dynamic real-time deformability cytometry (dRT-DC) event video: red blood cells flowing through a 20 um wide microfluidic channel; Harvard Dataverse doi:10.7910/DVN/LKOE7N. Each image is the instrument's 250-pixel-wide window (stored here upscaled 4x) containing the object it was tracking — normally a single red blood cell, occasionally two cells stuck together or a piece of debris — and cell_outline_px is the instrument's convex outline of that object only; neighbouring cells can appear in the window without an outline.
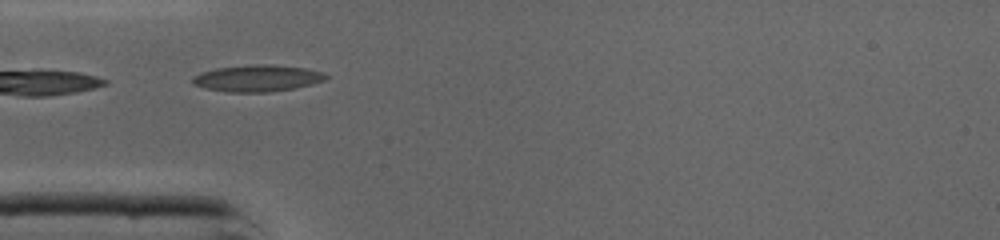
{"species": "common noctule bat (a hibernating species)", "species_latin": "Nyctalus noctula", "temperature_condition": "cold", "stored_images_in_passage": 30, "camera_frame_rate_fps": 3000, "um_per_image_px": 0.085, "animal": {"sex": "male", "body_mass_g": 19.0, "forearm_length_mm": 50.8}, "frame": {"image": 1, "passage_image": 1, "time_ms": 0.0, "image_size_px": [1000, 240], "cell_outline_px": [[328, 76], [324, 80], [312, 84], [296, 88], [268, 92], [228, 92], [204, 88], [192, 84], [192, 76], [200, 72], [216, 68], [248, 64], [272, 64], [304, 68], [320, 72]], "centroid_in_image_um": [21.81, 6.65], "position_along_channel_um": 63.2, "area_um2": 20.81}}
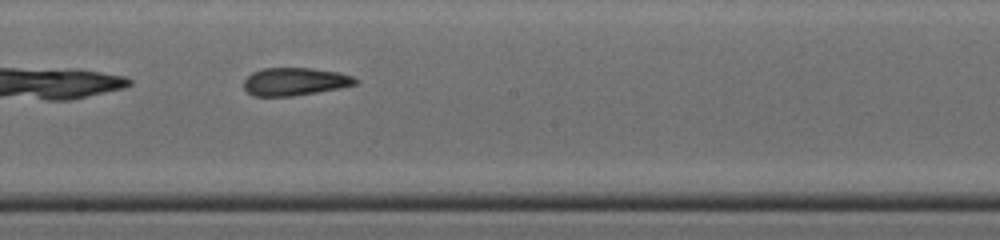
{"frame": {"image": 2, "passage_image": 12, "time_ms": 3.667, "image_size_px": [1000, 240], "cell_outline_px": [[360, 80], [356, 84], [340, 88], [292, 96], [252, 96], [244, 88], [244, 80], [252, 72], [264, 68], [312, 68], [336, 72], [352, 76]], "centroid_in_image_um": [25.05, 6.93], "position_along_channel_um": 223.1, "area_um2": 18.03}}
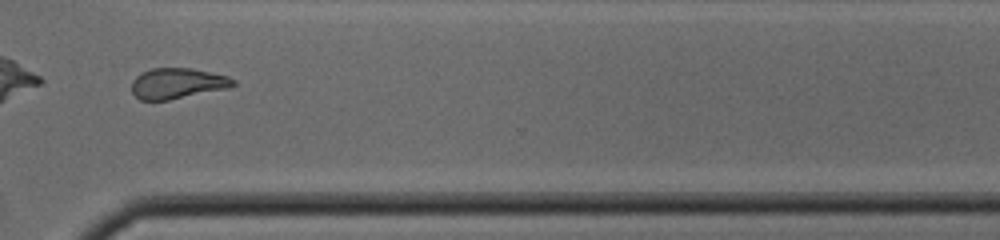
{"frame": {"image": 3, "passage_image": 21, "time_ms": 6.667, "image_size_px": [1000, 240], "cell_outline_px": [[236, 84], [232, 88], [168, 100], [140, 100], [132, 92], [132, 80], [140, 72], [152, 68], [192, 68], [228, 76], [236, 80]], "centroid_in_image_um": [15.11, 7.09], "position_along_channel_um": 355.5, "area_um2": 18.38}, "authors_computed_cell_mechanics": {"area_um2": 18.6116, "velocity_mm_per_s": 4.3893, "shape_relaxation_time_tau1_ms": 10.8815, "shape_relaxation_time_tau2_ms": 2.8381, "deformation_change_tau1": 0.275, "deformation_change_tau2": 0.1089}}